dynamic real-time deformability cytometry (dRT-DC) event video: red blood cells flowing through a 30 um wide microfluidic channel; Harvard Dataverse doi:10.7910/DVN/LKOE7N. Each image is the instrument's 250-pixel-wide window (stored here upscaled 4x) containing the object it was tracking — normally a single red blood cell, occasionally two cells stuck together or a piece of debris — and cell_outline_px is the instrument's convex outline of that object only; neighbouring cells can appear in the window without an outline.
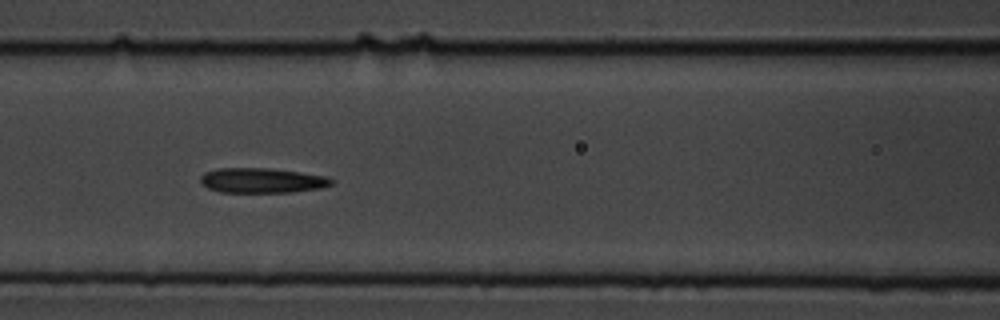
{"species": "common noctule bat (a hibernating species)", "species_latin": "Nyctalus noctula", "temperature_condition": "cold", "stored_images_in_passage": 9, "segment_of_instrument_passage": [1, 2], "camera_frame_rate_fps": 3000, "um_per_image_px": 0.085, "animal": {"sex": "male", "body_mass_g": 19.5, "forearm_length_mm": 54.6}, "frame": {"image": 1, "passage_image": 7, "time_ms": 7.0, "image_size_px": [1000, 320], "cell_outline_px": [[332, 184], [320, 188], [292, 192], [220, 192], [208, 188], [200, 184], [200, 176], [204, 172], [216, 168], [268, 168], [300, 172], [328, 176], [332, 180]], "centroid_in_image_um": [22.22, 15.33], "position_along_channel_um": 144.4, "area_um2": 19.13}}
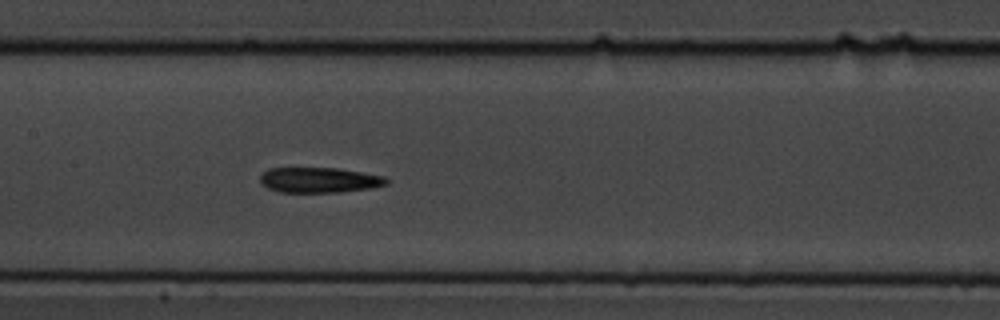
{"frame": {"image": 2, "passage_image": 8, "time_ms": 8.0, "image_size_px": [1000, 320], "cell_outline_px": [[388, 184], [372, 188], [340, 192], [280, 192], [268, 188], [260, 184], [260, 176], [268, 168], [340, 168], [384, 176], [388, 180]], "centroid_in_image_um": [27.14, 15.3], "position_along_channel_um": 180.3, "area_um2": 18.73}}